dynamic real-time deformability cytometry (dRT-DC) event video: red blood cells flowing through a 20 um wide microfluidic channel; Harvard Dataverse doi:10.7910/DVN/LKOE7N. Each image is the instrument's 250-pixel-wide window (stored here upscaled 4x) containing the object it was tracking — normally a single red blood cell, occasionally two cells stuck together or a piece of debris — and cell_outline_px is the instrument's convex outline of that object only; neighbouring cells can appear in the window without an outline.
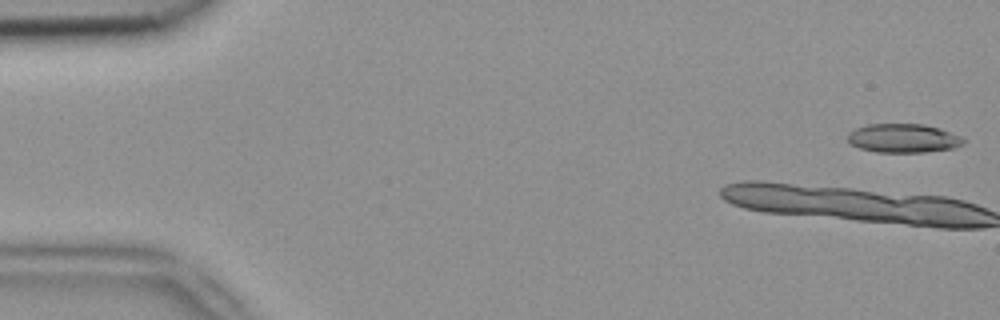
{"species": "common noctule bat (a hibernating species)", "species_latin": "Nyctalus noctula", "temperature_condition": "room temperature", "stored_images_in_passage": 9, "camera_frame_rate_fps": 3000, "um_per_image_px": 0.085, "animal": {"sex": "female", "body_mass_g": 18.4}, "frame": {"image": 1, "passage_image": 1, "time_ms": 0.0, "image_size_px": [1000, 320], "cell_outline_px": [[964, 144], [952, 148], [924, 152], [876, 152], [860, 148], [848, 144], [848, 132], [856, 128], [868, 124], [924, 124], [940, 128], [960, 136], [964, 140]], "centroid_in_image_um": [76.75, 11.75], "position_along_channel_um": 8.3, "area_um2": 19.48}}